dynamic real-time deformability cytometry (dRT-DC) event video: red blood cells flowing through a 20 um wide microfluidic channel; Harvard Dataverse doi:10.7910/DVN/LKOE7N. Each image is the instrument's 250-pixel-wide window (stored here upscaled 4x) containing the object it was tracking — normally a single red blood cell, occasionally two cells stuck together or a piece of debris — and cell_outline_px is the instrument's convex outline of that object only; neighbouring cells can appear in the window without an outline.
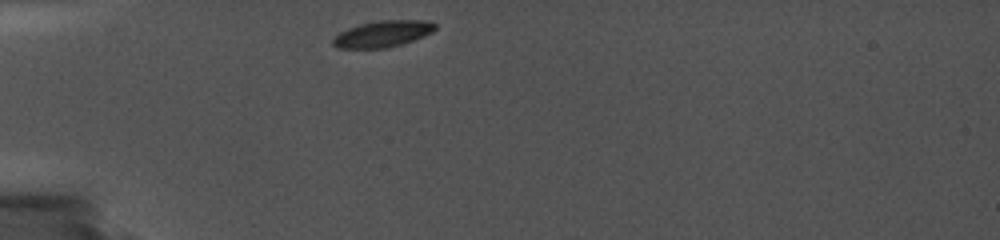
{"species": "common noctule bat (a hibernating species)", "species_latin": "Nyctalus noctula", "temperature_condition": "cold", "stored_images_in_passage": 21, "camera_frame_rate_fps": 5000, "um_per_image_px": 0.085, "animal": {"sex": "female", "body_mass_g": 19.0, "forearm_length_mm": 56.7}, "frame": {"image": 1, "passage_image": 1, "time_ms": 0.0, "image_size_px": [1000, 240], "cell_outline_px": [[436, 28], [432, 32], [424, 36], [388, 48], [336, 48], [332, 44], [332, 40], [340, 32], [348, 28], [360, 24], [380, 20], [428, 20], [436, 24]], "centroid_in_image_um": [32.54, 2.87], "position_along_channel_um": 52.5, "area_um2": 15.66}}
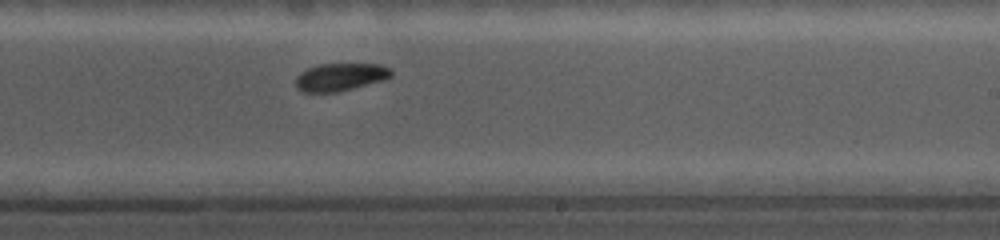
{"frame": {"image": 2, "passage_image": 12, "time_ms": 6.2, "image_size_px": [1000, 240], "cell_outline_px": [[392, 76], [384, 80], [336, 92], [304, 92], [296, 88], [296, 76], [300, 72], [316, 64], [380, 64], [392, 68]], "centroid_in_image_um": [28.93, 6.53], "position_along_channel_um": 260.1, "area_um2": 15.49}}
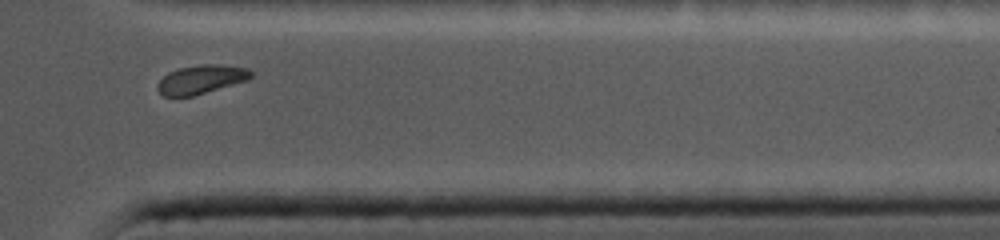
{"frame": {"image": 3, "passage_image": 19, "time_ms": 9.8, "image_size_px": [1000, 240], "cell_outline_px": [[252, 76], [248, 80], [192, 96], [164, 96], [156, 88], [156, 84], [168, 72], [180, 68], [204, 64], [216, 64], [248, 68], [252, 72]], "centroid_in_image_um": [17.09, 6.75], "position_along_channel_um": 394.3, "area_um2": 15.49}}